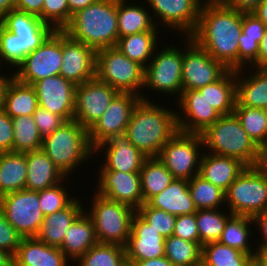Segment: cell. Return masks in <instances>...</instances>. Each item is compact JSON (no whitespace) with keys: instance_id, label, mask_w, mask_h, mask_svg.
I'll return each mask as SVG.
<instances>
[{"instance_id":"obj_25","label":"cell","mask_w":267,"mask_h":266,"mask_svg":"<svg viewBox=\"0 0 267 266\" xmlns=\"http://www.w3.org/2000/svg\"><path fill=\"white\" fill-rule=\"evenodd\" d=\"M69 259L53 246L35 237L22 238L13 256L14 266H68Z\"/></svg>"},{"instance_id":"obj_11","label":"cell","mask_w":267,"mask_h":266,"mask_svg":"<svg viewBox=\"0 0 267 266\" xmlns=\"http://www.w3.org/2000/svg\"><path fill=\"white\" fill-rule=\"evenodd\" d=\"M162 48L159 50L157 47L158 50L155 51L152 59L145 67L143 90L151 88L154 92L166 94V97L175 95L178 101L183 92V50L175 47V45Z\"/></svg>"},{"instance_id":"obj_34","label":"cell","mask_w":267,"mask_h":266,"mask_svg":"<svg viewBox=\"0 0 267 266\" xmlns=\"http://www.w3.org/2000/svg\"><path fill=\"white\" fill-rule=\"evenodd\" d=\"M27 182V161L25 153H0V197L25 189Z\"/></svg>"},{"instance_id":"obj_30","label":"cell","mask_w":267,"mask_h":266,"mask_svg":"<svg viewBox=\"0 0 267 266\" xmlns=\"http://www.w3.org/2000/svg\"><path fill=\"white\" fill-rule=\"evenodd\" d=\"M146 203L175 216L189 215L197 211L188 188V180L184 179H173L168 187Z\"/></svg>"},{"instance_id":"obj_20","label":"cell","mask_w":267,"mask_h":266,"mask_svg":"<svg viewBox=\"0 0 267 266\" xmlns=\"http://www.w3.org/2000/svg\"><path fill=\"white\" fill-rule=\"evenodd\" d=\"M39 106L60 115L65 121L73 120L76 85L60 74L46 77L33 84Z\"/></svg>"},{"instance_id":"obj_45","label":"cell","mask_w":267,"mask_h":266,"mask_svg":"<svg viewBox=\"0 0 267 266\" xmlns=\"http://www.w3.org/2000/svg\"><path fill=\"white\" fill-rule=\"evenodd\" d=\"M233 113L239 119L248 136L259 146L267 138V117L264 110L235 106Z\"/></svg>"},{"instance_id":"obj_65","label":"cell","mask_w":267,"mask_h":266,"mask_svg":"<svg viewBox=\"0 0 267 266\" xmlns=\"http://www.w3.org/2000/svg\"><path fill=\"white\" fill-rule=\"evenodd\" d=\"M202 3H219V2H225L226 0H200Z\"/></svg>"},{"instance_id":"obj_32","label":"cell","mask_w":267,"mask_h":266,"mask_svg":"<svg viewBox=\"0 0 267 266\" xmlns=\"http://www.w3.org/2000/svg\"><path fill=\"white\" fill-rule=\"evenodd\" d=\"M127 2V0H117L119 38L144 31L158 30V26L146 6L143 8V5L138 3L137 5L134 3L127 5Z\"/></svg>"},{"instance_id":"obj_21","label":"cell","mask_w":267,"mask_h":266,"mask_svg":"<svg viewBox=\"0 0 267 266\" xmlns=\"http://www.w3.org/2000/svg\"><path fill=\"white\" fill-rule=\"evenodd\" d=\"M101 168V169H100ZM96 193L137 210L144 202L140 172L105 171L99 167ZM98 187V188H97Z\"/></svg>"},{"instance_id":"obj_27","label":"cell","mask_w":267,"mask_h":266,"mask_svg":"<svg viewBox=\"0 0 267 266\" xmlns=\"http://www.w3.org/2000/svg\"><path fill=\"white\" fill-rule=\"evenodd\" d=\"M256 69L249 75L248 73L245 74L247 71L245 68L236 70L235 106L259 109H264L267 106V68Z\"/></svg>"},{"instance_id":"obj_50","label":"cell","mask_w":267,"mask_h":266,"mask_svg":"<svg viewBox=\"0 0 267 266\" xmlns=\"http://www.w3.org/2000/svg\"><path fill=\"white\" fill-rule=\"evenodd\" d=\"M21 239L20 234L7 221L4 213L0 210V250L7 251L14 256Z\"/></svg>"},{"instance_id":"obj_59","label":"cell","mask_w":267,"mask_h":266,"mask_svg":"<svg viewBox=\"0 0 267 266\" xmlns=\"http://www.w3.org/2000/svg\"><path fill=\"white\" fill-rule=\"evenodd\" d=\"M97 1L98 0H67L70 9V21L73 14H75L78 10L84 9Z\"/></svg>"},{"instance_id":"obj_58","label":"cell","mask_w":267,"mask_h":266,"mask_svg":"<svg viewBox=\"0 0 267 266\" xmlns=\"http://www.w3.org/2000/svg\"><path fill=\"white\" fill-rule=\"evenodd\" d=\"M128 266H174L165 256L142 261H127Z\"/></svg>"},{"instance_id":"obj_56","label":"cell","mask_w":267,"mask_h":266,"mask_svg":"<svg viewBox=\"0 0 267 266\" xmlns=\"http://www.w3.org/2000/svg\"><path fill=\"white\" fill-rule=\"evenodd\" d=\"M253 66H249L255 68H267V28L265 29V33L259 43V53L257 56V60L252 64Z\"/></svg>"},{"instance_id":"obj_49","label":"cell","mask_w":267,"mask_h":266,"mask_svg":"<svg viewBox=\"0 0 267 266\" xmlns=\"http://www.w3.org/2000/svg\"><path fill=\"white\" fill-rule=\"evenodd\" d=\"M32 116L35 120L38 131L43 138L52 134L66 122L60 115L54 114L41 106L36 108V111Z\"/></svg>"},{"instance_id":"obj_63","label":"cell","mask_w":267,"mask_h":266,"mask_svg":"<svg viewBox=\"0 0 267 266\" xmlns=\"http://www.w3.org/2000/svg\"><path fill=\"white\" fill-rule=\"evenodd\" d=\"M254 266H267V252L258 251L253 258Z\"/></svg>"},{"instance_id":"obj_43","label":"cell","mask_w":267,"mask_h":266,"mask_svg":"<svg viewBox=\"0 0 267 266\" xmlns=\"http://www.w3.org/2000/svg\"><path fill=\"white\" fill-rule=\"evenodd\" d=\"M219 209H201L195 212L199 243L203 246L211 242H217L221 238L225 223L233 215L230 211L226 214ZM226 214V215H225Z\"/></svg>"},{"instance_id":"obj_19","label":"cell","mask_w":267,"mask_h":266,"mask_svg":"<svg viewBox=\"0 0 267 266\" xmlns=\"http://www.w3.org/2000/svg\"><path fill=\"white\" fill-rule=\"evenodd\" d=\"M177 104L183 111L176 114L180 132L202 134L222 116L198 89L183 90Z\"/></svg>"},{"instance_id":"obj_41","label":"cell","mask_w":267,"mask_h":266,"mask_svg":"<svg viewBox=\"0 0 267 266\" xmlns=\"http://www.w3.org/2000/svg\"><path fill=\"white\" fill-rule=\"evenodd\" d=\"M165 257L174 266H201L202 245L172 235L165 238Z\"/></svg>"},{"instance_id":"obj_7","label":"cell","mask_w":267,"mask_h":266,"mask_svg":"<svg viewBox=\"0 0 267 266\" xmlns=\"http://www.w3.org/2000/svg\"><path fill=\"white\" fill-rule=\"evenodd\" d=\"M144 73L143 66L129 59L117 47L96 51V77L100 81L119 92H131L141 96V100L149 101L143 93Z\"/></svg>"},{"instance_id":"obj_33","label":"cell","mask_w":267,"mask_h":266,"mask_svg":"<svg viewBox=\"0 0 267 266\" xmlns=\"http://www.w3.org/2000/svg\"><path fill=\"white\" fill-rule=\"evenodd\" d=\"M198 90L221 115L232 114L236 104V71L228 70L219 80Z\"/></svg>"},{"instance_id":"obj_39","label":"cell","mask_w":267,"mask_h":266,"mask_svg":"<svg viewBox=\"0 0 267 266\" xmlns=\"http://www.w3.org/2000/svg\"><path fill=\"white\" fill-rule=\"evenodd\" d=\"M201 265L253 266V257L217 241L202 246Z\"/></svg>"},{"instance_id":"obj_17","label":"cell","mask_w":267,"mask_h":266,"mask_svg":"<svg viewBox=\"0 0 267 266\" xmlns=\"http://www.w3.org/2000/svg\"><path fill=\"white\" fill-rule=\"evenodd\" d=\"M145 4L149 10L151 7L156 26L164 23L163 27L178 30L185 37L194 33L202 6L200 0H146Z\"/></svg>"},{"instance_id":"obj_26","label":"cell","mask_w":267,"mask_h":266,"mask_svg":"<svg viewBox=\"0 0 267 266\" xmlns=\"http://www.w3.org/2000/svg\"><path fill=\"white\" fill-rule=\"evenodd\" d=\"M25 157L27 161L25 189L38 192L63 183L64 179L68 180L42 149L25 152Z\"/></svg>"},{"instance_id":"obj_15","label":"cell","mask_w":267,"mask_h":266,"mask_svg":"<svg viewBox=\"0 0 267 266\" xmlns=\"http://www.w3.org/2000/svg\"><path fill=\"white\" fill-rule=\"evenodd\" d=\"M141 100L131 92H119L102 116L88 129V140L94 149L112 136L124 134L132 112Z\"/></svg>"},{"instance_id":"obj_36","label":"cell","mask_w":267,"mask_h":266,"mask_svg":"<svg viewBox=\"0 0 267 266\" xmlns=\"http://www.w3.org/2000/svg\"><path fill=\"white\" fill-rule=\"evenodd\" d=\"M159 33L160 30L144 31L120 37L116 47L129 59L145 68L155 54L157 46H159V37H157Z\"/></svg>"},{"instance_id":"obj_38","label":"cell","mask_w":267,"mask_h":266,"mask_svg":"<svg viewBox=\"0 0 267 266\" xmlns=\"http://www.w3.org/2000/svg\"><path fill=\"white\" fill-rule=\"evenodd\" d=\"M143 202L163 191L173 181L172 174L158 157H147L140 170Z\"/></svg>"},{"instance_id":"obj_54","label":"cell","mask_w":267,"mask_h":266,"mask_svg":"<svg viewBox=\"0 0 267 266\" xmlns=\"http://www.w3.org/2000/svg\"><path fill=\"white\" fill-rule=\"evenodd\" d=\"M44 0H17L15 9L35 15L41 19Z\"/></svg>"},{"instance_id":"obj_2","label":"cell","mask_w":267,"mask_h":266,"mask_svg":"<svg viewBox=\"0 0 267 266\" xmlns=\"http://www.w3.org/2000/svg\"><path fill=\"white\" fill-rule=\"evenodd\" d=\"M171 109L151 100H140L135 106L125 135L147 157H157L163 145L178 131V112Z\"/></svg>"},{"instance_id":"obj_48","label":"cell","mask_w":267,"mask_h":266,"mask_svg":"<svg viewBox=\"0 0 267 266\" xmlns=\"http://www.w3.org/2000/svg\"><path fill=\"white\" fill-rule=\"evenodd\" d=\"M41 20L55 30H63L70 23V9L67 0H44Z\"/></svg>"},{"instance_id":"obj_16","label":"cell","mask_w":267,"mask_h":266,"mask_svg":"<svg viewBox=\"0 0 267 266\" xmlns=\"http://www.w3.org/2000/svg\"><path fill=\"white\" fill-rule=\"evenodd\" d=\"M118 93V90L100 81L96 76L77 85L73 119L88 130L102 116Z\"/></svg>"},{"instance_id":"obj_64","label":"cell","mask_w":267,"mask_h":266,"mask_svg":"<svg viewBox=\"0 0 267 266\" xmlns=\"http://www.w3.org/2000/svg\"><path fill=\"white\" fill-rule=\"evenodd\" d=\"M0 266H14L13 256L7 251L0 250Z\"/></svg>"},{"instance_id":"obj_8","label":"cell","mask_w":267,"mask_h":266,"mask_svg":"<svg viewBox=\"0 0 267 266\" xmlns=\"http://www.w3.org/2000/svg\"><path fill=\"white\" fill-rule=\"evenodd\" d=\"M90 211L98 242L126 246L131 232V221L136 210L121 202L94 192Z\"/></svg>"},{"instance_id":"obj_35","label":"cell","mask_w":267,"mask_h":266,"mask_svg":"<svg viewBox=\"0 0 267 266\" xmlns=\"http://www.w3.org/2000/svg\"><path fill=\"white\" fill-rule=\"evenodd\" d=\"M39 106L33 85L20 82L15 77L11 80L4 99L3 109L11 118L32 116Z\"/></svg>"},{"instance_id":"obj_60","label":"cell","mask_w":267,"mask_h":266,"mask_svg":"<svg viewBox=\"0 0 267 266\" xmlns=\"http://www.w3.org/2000/svg\"><path fill=\"white\" fill-rule=\"evenodd\" d=\"M10 75H11L10 77L9 75L7 77L6 75H4V73H0V109L3 108L4 106V99H5L7 88L11 80L14 78V73Z\"/></svg>"},{"instance_id":"obj_12","label":"cell","mask_w":267,"mask_h":266,"mask_svg":"<svg viewBox=\"0 0 267 266\" xmlns=\"http://www.w3.org/2000/svg\"><path fill=\"white\" fill-rule=\"evenodd\" d=\"M62 64V30H55L45 42L28 54L17 66L14 77L20 82H35L60 74Z\"/></svg>"},{"instance_id":"obj_62","label":"cell","mask_w":267,"mask_h":266,"mask_svg":"<svg viewBox=\"0 0 267 266\" xmlns=\"http://www.w3.org/2000/svg\"><path fill=\"white\" fill-rule=\"evenodd\" d=\"M17 0H0V20L11 10L15 9Z\"/></svg>"},{"instance_id":"obj_53","label":"cell","mask_w":267,"mask_h":266,"mask_svg":"<svg viewBox=\"0 0 267 266\" xmlns=\"http://www.w3.org/2000/svg\"><path fill=\"white\" fill-rule=\"evenodd\" d=\"M254 220V224L257 227L258 230H260V237L262 239V241L260 240L256 245V248L258 249V251H265L267 252V210H265L264 212L258 213L253 217Z\"/></svg>"},{"instance_id":"obj_37","label":"cell","mask_w":267,"mask_h":266,"mask_svg":"<svg viewBox=\"0 0 267 266\" xmlns=\"http://www.w3.org/2000/svg\"><path fill=\"white\" fill-rule=\"evenodd\" d=\"M252 224L255 226L253 217L232 215L225 223L224 230L218 242L254 258L258 249H255L253 246L251 247L248 241L249 238L251 239L253 237L250 227Z\"/></svg>"},{"instance_id":"obj_24","label":"cell","mask_w":267,"mask_h":266,"mask_svg":"<svg viewBox=\"0 0 267 266\" xmlns=\"http://www.w3.org/2000/svg\"><path fill=\"white\" fill-rule=\"evenodd\" d=\"M246 167L247 165L237 158L206 153L203 150L199 175L226 191Z\"/></svg>"},{"instance_id":"obj_28","label":"cell","mask_w":267,"mask_h":266,"mask_svg":"<svg viewBox=\"0 0 267 266\" xmlns=\"http://www.w3.org/2000/svg\"><path fill=\"white\" fill-rule=\"evenodd\" d=\"M83 210L85 209H83L79 197L78 199L75 197L66 208L45 216L35 238L49 246L60 248L67 229Z\"/></svg>"},{"instance_id":"obj_3","label":"cell","mask_w":267,"mask_h":266,"mask_svg":"<svg viewBox=\"0 0 267 266\" xmlns=\"http://www.w3.org/2000/svg\"><path fill=\"white\" fill-rule=\"evenodd\" d=\"M1 22L0 67L6 61L5 64L17 68L28 54L55 31L39 17L17 9L11 10Z\"/></svg>"},{"instance_id":"obj_42","label":"cell","mask_w":267,"mask_h":266,"mask_svg":"<svg viewBox=\"0 0 267 266\" xmlns=\"http://www.w3.org/2000/svg\"><path fill=\"white\" fill-rule=\"evenodd\" d=\"M13 122V152H32L42 149L43 137L40 135L33 116L12 118Z\"/></svg>"},{"instance_id":"obj_57","label":"cell","mask_w":267,"mask_h":266,"mask_svg":"<svg viewBox=\"0 0 267 266\" xmlns=\"http://www.w3.org/2000/svg\"><path fill=\"white\" fill-rule=\"evenodd\" d=\"M254 166L267 174V138L258 146V157Z\"/></svg>"},{"instance_id":"obj_1","label":"cell","mask_w":267,"mask_h":266,"mask_svg":"<svg viewBox=\"0 0 267 266\" xmlns=\"http://www.w3.org/2000/svg\"><path fill=\"white\" fill-rule=\"evenodd\" d=\"M242 12L225 2L202 3L199 20L191 38L228 70H238Z\"/></svg>"},{"instance_id":"obj_23","label":"cell","mask_w":267,"mask_h":266,"mask_svg":"<svg viewBox=\"0 0 267 266\" xmlns=\"http://www.w3.org/2000/svg\"><path fill=\"white\" fill-rule=\"evenodd\" d=\"M125 250L127 261L160 258L165 256V238L135 212Z\"/></svg>"},{"instance_id":"obj_55","label":"cell","mask_w":267,"mask_h":266,"mask_svg":"<svg viewBox=\"0 0 267 266\" xmlns=\"http://www.w3.org/2000/svg\"><path fill=\"white\" fill-rule=\"evenodd\" d=\"M262 0H226L225 3L242 13H252Z\"/></svg>"},{"instance_id":"obj_6","label":"cell","mask_w":267,"mask_h":266,"mask_svg":"<svg viewBox=\"0 0 267 266\" xmlns=\"http://www.w3.org/2000/svg\"><path fill=\"white\" fill-rule=\"evenodd\" d=\"M204 149L209 153L234 157L247 166H254L258 157V145L242 127L237 116L232 113L222 115L201 134Z\"/></svg>"},{"instance_id":"obj_40","label":"cell","mask_w":267,"mask_h":266,"mask_svg":"<svg viewBox=\"0 0 267 266\" xmlns=\"http://www.w3.org/2000/svg\"><path fill=\"white\" fill-rule=\"evenodd\" d=\"M76 262L79 263L77 266H128L124 246L101 242H97Z\"/></svg>"},{"instance_id":"obj_31","label":"cell","mask_w":267,"mask_h":266,"mask_svg":"<svg viewBox=\"0 0 267 266\" xmlns=\"http://www.w3.org/2000/svg\"><path fill=\"white\" fill-rule=\"evenodd\" d=\"M265 29V24L253 13H242V32L238 43V70L244 69L250 64L252 66L257 60L259 43Z\"/></svg>"},{"instance_id":"obj_5","label":"cell","mask_w":267,"mask_h":266,"mask_svg":"<svg viewBox=\"0 0 267 266\" xmlns=\"http://www.w3.org/2000/svg\"><path fill=\"white\" fill-rule=\"evenodd\" d=\"M42 150L67 177L80 164H84L82 162L94 157L88 130L74 119L66 121L52 134L45 136Z\"/></svg>"},{"instance_id":"obj_47","label":"cell","mask_w":267,"mask_h":266,"mask_svg":"<svg viewBox=\"0 0 267 266\" xmlns=\"http://www.w3.org/2000/svg\"><path fill=\"white\" fill-rule=\"evenodd\" d=\"M62 185L58 183L57 185L38 191L39 207L44 216L66 208L75 199L69 195L67 189Z\"/></svg>"},{"instance_id":"obj_44","label":"cell","mask_w":267,"mask_h":266,"mask_svg":"<svg viewBox=\"0 0 267 266\" xmlns=\"http://www.w3.org/2000/svg\"><path fill=\"white\" fill-rule=\"evenodd\" d=\"M188 188L197 210L218 209L225 204V191L205 180L199 174L188 180Z\"/></svg>"},{"instance_id":"obj_14","label":"cell","mask_w":267,"mask_h":266,"mask_svg":"<svg viewBox=\"0 0 267 266\" xmlns=\"http://www.w3.org/2000/svg\"><path fill=\"white\" fill-rule=\"evenodd\" d=\"M182 62L183 90H195L219 80L228 69L186 36ZM187 43V45H186ZM186 46V47H185Z\"/></svg>"},{"instance_id":"obj_46","label":"cell","mask_w":267,"mask_h":266,"mask_svg":"<svg viewBox=\"0 0 267 266\" xmlns=\"http://www.w3.org/2000/svg\"><path fill=\"white\" fill-rule=\"evenodd\" d=\"M136 212L163 238L173 235L177 216L143 203Z\"/></svg>"},{"instance_id":"obj_66","label":"cell","mask_w":267,"mask_h":266,"mask_svg":"<svg viewBox=\"0 0 267 266\" xmlns=\"http://www.w3.org/2000/svg\"><path fill=\"white\" fill-rule=\"evenodd\" d=\"M263 110H264L265 116L267 117V106Z\"/></svg>"},{"instance_id":"obj_51","label":"cell","mask_w":267,"mask_h":266,"mask_svg":"<svg viewBox=\"0 0 267 266\" xmlns=\"http://www.w3.org/2000/svg\"><path fill=\"white\" fill-rule=\"evenodd\" d=\"M173 235L192 242H199L195 213L177 216Z\"/></svg>"},{"instance_id":"obj_13","label":"cell","mask_w":267,"mask_h":266,"mask_svg":"<svg viewBox=\"0 0 267 266\" xmlns=\"http://www.w3.org/2000/svg\"><path fill=\"white\" fill-rule=\"evenodd\" d=\"M0 210L22 238L35 237L45 218L39 207L38 192L27 189L1 196Z\"/></svg>"},{"instance_id":"obj_10","label":"cell","mask_w":267,"mask_h":266,"mask_svg":"<svg viewBox=\"0 0 267 266\" xmlns=\"http://www.w3.org/2000/svg\"><path fill=\"white\" fill-rule=\"evenodd\" d=\"M202 146L201 134L177 131L163 145L157 157L174 179L189 180L199 174Z\"/></svg>"},{"instance_id":"obj_22","label":"cell","mask_w":267,"mask_h":266,"mask_svg":"<svg viewBox=\"0 0 267 266\" xmlns=\"http://www.w3.org/2000/svg\"><path fill=\"white\" fill-rule=\"evenodd\" d=\"M105 152V159L101 167L105 171L140 172L143 162L147 158L139 149L130 143L124 134L112 136L94 148V155ZM97 152V153H96Z\"/></svg>"},{"instance_id":"obj_4","label":"cell","mask_w":267,"mask_h":266,"mask_svg":"<svg viewBox=\"0 0 267 266\" xmlns=\"http://www.w3.org/2000/svg\"><path fill=\"white\" fill-rule=\"evenodd\" d=\"M63 31L95 51L116 47L119 39L117 0H98L78 10Z\"/></svg>"},{"instance_id":"obj_52","label":"cell","mask_w":267,"mask_h":266,"mask_svg":"<svg viewBox=\"0 0 267 266\" xmlns=\"http://www.w3.org/2000/svg\"><path fill=\"white\" fill-rule=\"evenodd\" d=\"M13 122L3 108L0 109V153L11 152L13 146Z\"/></svg>"},{"instance_id":"obj_29","label":"cell","mask_w":267,"mask_h":266,"mask_svg":"<svg viewBox=\"0 0 267 266\" xmlns=\"http://www.w3.org/2000/svg\"><path fill=\"white\" fill-rule=\"evenodd\" d=\"M87 208L76 218L67 229L60 250L69 260L76 261L98 241L95 235L94 223L86 213Z\"/></svg>"},{"instance_id":"obj_9","label":"cell","mask_w":267,"mask_h":266,"mask_svg":"<svg viewBox=\"0 0 267 266\" xmlns=\"http://www.w3.org/2000/svg\"><path fill=\"white\" fill-rule=\"evenodd\" d=\"M227 208L233 215L254 217L267 210V174L247 166L225 191Z\"/></svg>"},{"instance_id":"obj_61","label":"cell","mask_w":267,"mask_h":266,"mask_svg":"<svg viewBox=\"0 0 267 266\" xmlns=\"http://www.w3.org/2000/svg\"><path fill=\"white\" fill-rule=\"evenodd\" d=\"M252 13L260 19L267 28V0H262Z\"/></svg>"},{"instance_id":"obj_18","label":"cell","mask_w":267,"mask_h":266,"mask_svg":"<svg viewBox=\"0 0 267 266\" xmlns=\"http://www.w3.org/2000/svg\"><path fill=\"white\" fill-rule=\"evenodd\" d=\"M60 75L76 86L96 76V51L63 30Z\"/></svg>"}]
</instances>
